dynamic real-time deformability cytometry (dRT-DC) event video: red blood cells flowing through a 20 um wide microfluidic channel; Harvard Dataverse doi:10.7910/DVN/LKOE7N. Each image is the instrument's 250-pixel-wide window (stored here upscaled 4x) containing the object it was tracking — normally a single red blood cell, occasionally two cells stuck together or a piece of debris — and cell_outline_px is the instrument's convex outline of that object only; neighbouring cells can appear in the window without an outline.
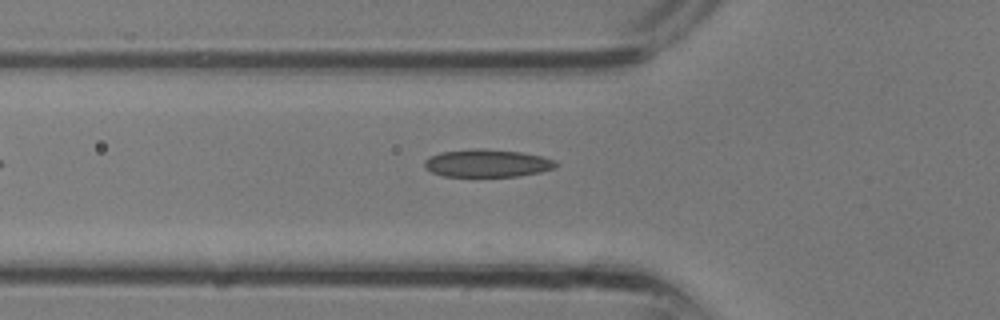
{"species": "common noctule bat (a hibernating species)", "species_latin": "Nyctalus noctula", "temperature_condition": "room temperature", "stored_images_in_passage": 10, "camera_frame_rate_fps": 3000, "um_per_image_px": 0.085, "animal": {"sex": "male", "body_mass_g": 13.3}, "frame": {"image": 1, "passage_image": 2, "time_ms": 0.333, "image_size_px": [1000, 320], "cell_outline_px": [[560, 164], [556, 168], [540, 172], [520, 176], [444, 176], [432, 172], [424, 168], [424, 160], [428, 156], [440, 152], [472, 148], [484, 148], [520, 152], [540, 156], [556, 160]], "centroid_in_image_um": [41.41, 13.86], "position_along_channel_um": 84.4, "area_um2": 21.5}}
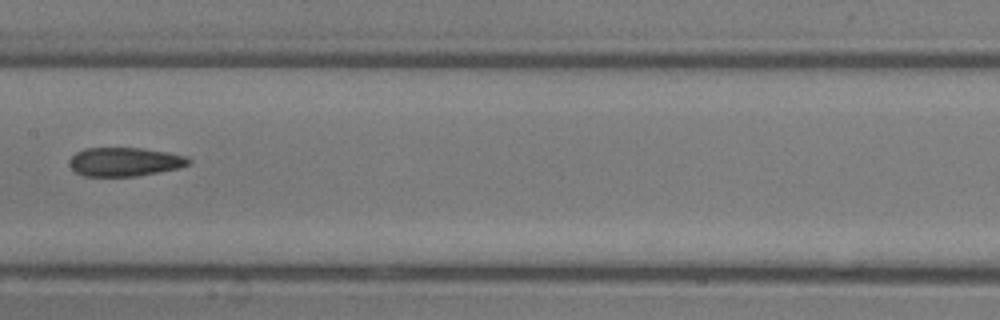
{"frame": {"image": 2, "passage_image": 7, "time_ms": 2.0, "image_size_px": [1000, 320], "cell_outline_px": [[192, 164], [180, 168], [136, 176], [84, 176], [76, 172], [68, 164], [68, 160], [76, 152], [84, 148], [144, 148], [168, 152], [184, 156], [192, 160]], "centroid_in_image_um": [10.61, 13.75], "position_along_channel_um": 196.8, "area_um2": 20.17}}
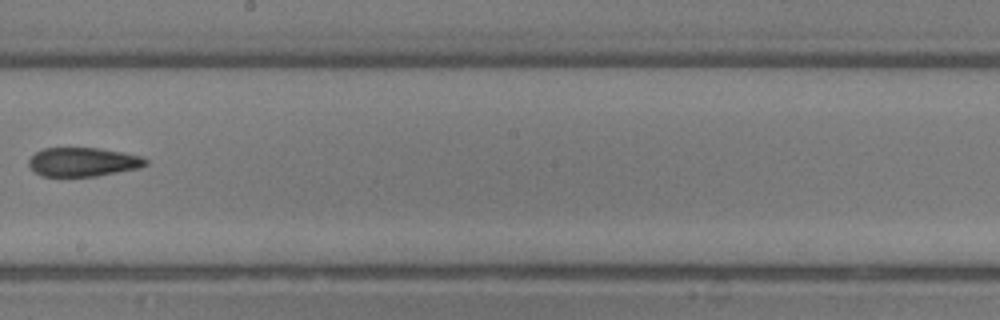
{"frame": {"image": 3, "passage_image": 9, "time_ms": 2.667, "image_size_px": [1000, 320], "cell_outline_px": [[148, 164], [140, 168], [96, 176], [40, 176], [28, 164], [28, 160], [36, 152], [44, 148], [96, 148], [120, 152], [140, 156], [148, 160]], "centroid_in_image_um": [7.06, 13.77], "position_along_channel_um": 241.1, "area_um2": 19.54}}